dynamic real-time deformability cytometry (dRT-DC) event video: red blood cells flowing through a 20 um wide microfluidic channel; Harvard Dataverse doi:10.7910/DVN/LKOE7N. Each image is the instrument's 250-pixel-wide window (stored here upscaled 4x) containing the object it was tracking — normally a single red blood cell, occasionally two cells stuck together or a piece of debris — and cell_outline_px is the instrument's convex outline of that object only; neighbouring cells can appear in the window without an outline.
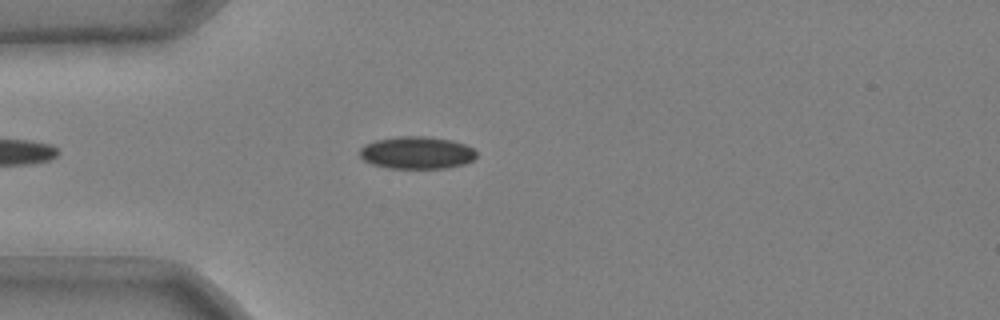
{"species": "common noctule bat (a hibernating species)", "species_latin": "Nyctalus noctula", "temperature_condition": "cold", "stored_images_in_passage": 25, "camera_frame_rate_fps": 3000, "um_per_image_px": 0.085, "animal": {"sex": "male", "body_mass_g": 20.4}, "frame": {"image": 1, "passage_image": 7, "time_ms": 2.0, "image_size_px": [1000, 320], "cell_outline_px": [[476, 156], [472, 160], [464, 164], [448, 168], [388, 168], [372, 164], [364, 160], [360, 156], [360, 148], [364, 144], [376, 140], [400, 136], [428, 136], [452, 140], [464, 144], [472, 148], [476, 152]], "centroid_in_image_um": [35.42, 12.98], "position_along_channel_um": 49.6, "area_um2": 22.08}}
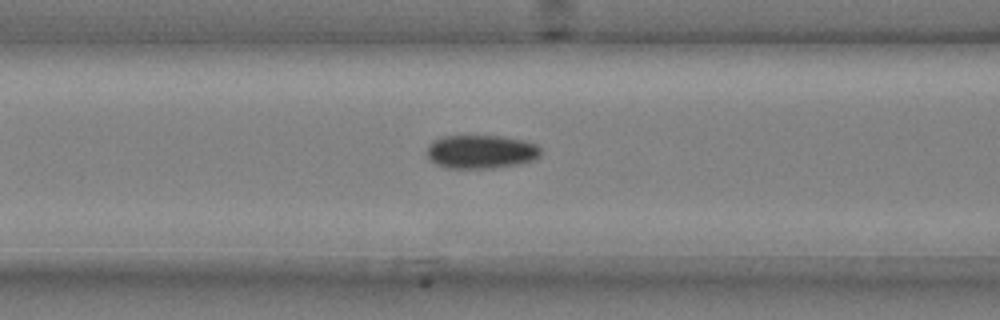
{"frame": {"image": 2, "passage_image": 14, "time_ms": 4.333, "image_size_px": [1000, 320], "cell_outline_px": [[540, 156], [536, 160], [520, 164], [492, 168], [444, 168], [436, 164], [428, 156], [428, 144], [432, 140], [444, 136], [500, 136], [524, 140], [536, 144], [540, 148]], "centroid_in_image_um": [40.91, 12.9], "position_along_channel_um": 125.7, "area_um2": 22.43}}
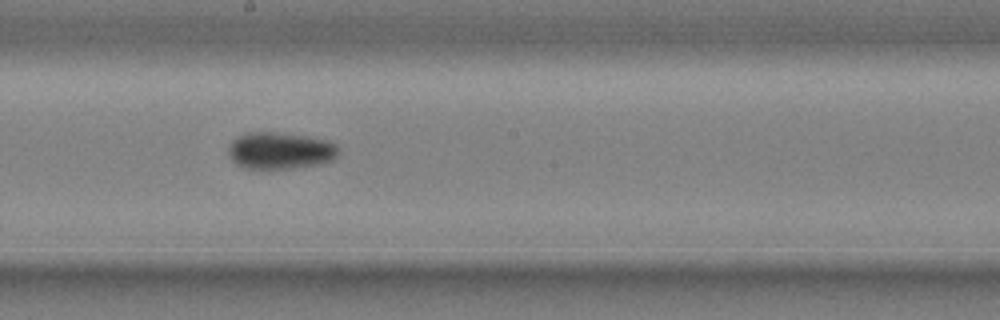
{"frame": {"image": 3, "passage_image": 22, "time_ms": 7.0, "image_size_px": [1000, 320], "cell_outline_px": [[340, 152], [332, 160], [320, 164], [296, 168], [244, 168], [236, 164], [228, 156], [228, 148], [232, 140], [236, 136], [248, 132], [276, 132], [304, 136], [328, 140], [336, 144]], "centroid_in_image_um": [23.8, 12.8], "position_along_channel_um": 224.4, "area_um2": 23.81}}